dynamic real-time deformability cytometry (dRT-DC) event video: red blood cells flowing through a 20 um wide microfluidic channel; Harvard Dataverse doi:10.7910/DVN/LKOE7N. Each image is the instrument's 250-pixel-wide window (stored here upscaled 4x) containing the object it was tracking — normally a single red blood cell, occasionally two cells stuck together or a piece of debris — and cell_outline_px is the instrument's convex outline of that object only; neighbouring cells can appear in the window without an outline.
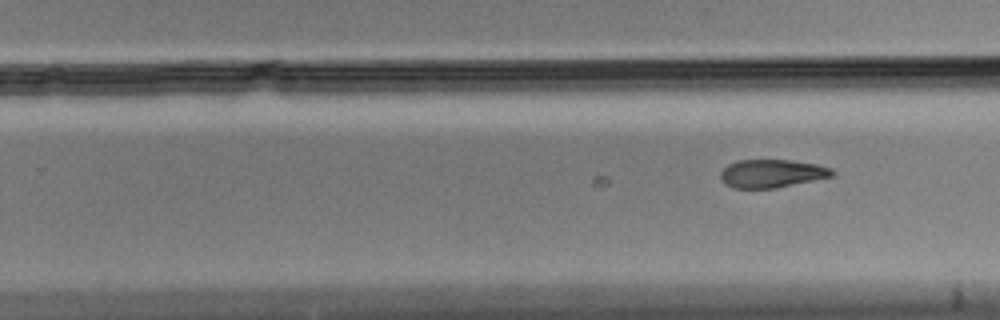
{"species": "Egyptian fruit bat (a non-hibernating species)", "species_latin": "Rousettus aegyptiacus", "temperature_condition": "cold", "stored_images_in_passage": 23, "camera_frame_rate_fps": 3000, "um_per_image_px": 0.085, "animal": {"sex": "male"}, "frame": {"image": 1, "passage_image": 23, "time_ms": 7.333, "image_size_px": [1000, 320], "cell_outline_px": [[836, 172], [832, 176], [776, 188], [732, 188], [724, 184], [720, 180], [720, 172], [728, 164], [736, 160], [788, 160], [816, 164], [832, 168]], "centroid_in_image_um": [65.56, 14.75], "position_along_channel_um": 264.2, "area_um2": 18.38}}